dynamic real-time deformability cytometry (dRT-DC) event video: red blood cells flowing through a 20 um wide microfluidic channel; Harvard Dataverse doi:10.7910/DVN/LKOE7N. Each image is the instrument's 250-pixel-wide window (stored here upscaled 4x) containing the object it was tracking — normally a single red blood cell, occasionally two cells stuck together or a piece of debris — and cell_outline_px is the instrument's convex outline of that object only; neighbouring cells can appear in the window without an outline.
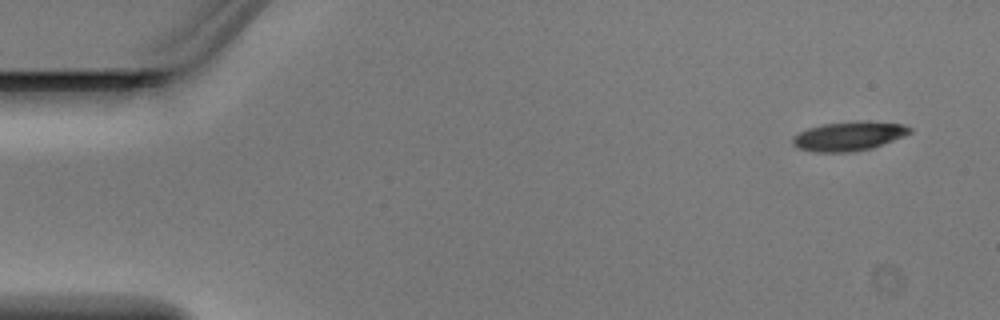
{"species": "Egyptian fruit bat (a non-hibernating species)", "species_latin": "Rousettus aegyptiacus", "temperature_condition": "warm", "stored_images_in_passage": 4, "camera_frame_rate_fps": 3000, "um_per_image_px": 0.085, "animal": {"sex": "male"}, "frame": {"image": 1, "passage_image": 1, "time_ms": 0.0, "image_size_px": [1000, 320], "cell_outline_px": [[912, 132], [904, 136], [872, 148], [852, 152], [816, 152], [796, 148], [792, 144], [792, 136], [808, 128], [824, 124], [860, 120], [868, 120], [904, 124], [912, 128]], "centroid_in_image_um": [72.16, 11.56], "position_along_channel_um": 12.8, "area_um2": 20.17}}
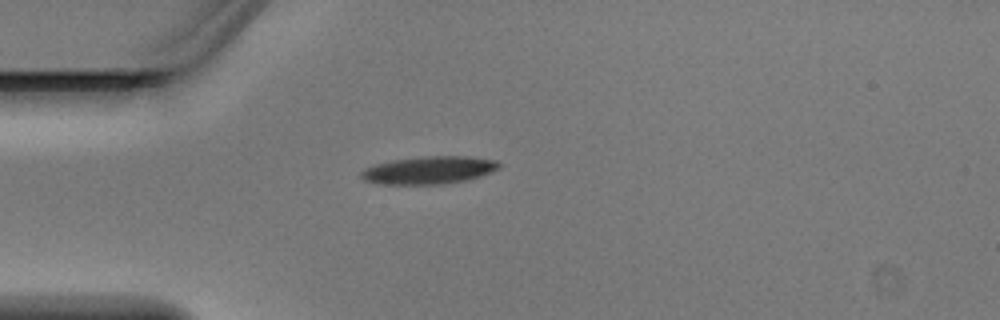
{"frame": {"image": 2, "passage_image": 4, "time_ms": 1.0, "image_size_px": [1000, 320], "cell_outline_px": [[500, 168], [492, 172], [468, 180], [440, 184], [380, 184], [364, 180], [360, 176], [360, 172], [364, 168], [376, 164], [392, 160], [428, 156], [464, 156], [496, 160], [500, 164]], "centroid_in_image_um": [36.46, 14.46], "position_along_channel_um": 48.5, "area_um2": 22.2}}